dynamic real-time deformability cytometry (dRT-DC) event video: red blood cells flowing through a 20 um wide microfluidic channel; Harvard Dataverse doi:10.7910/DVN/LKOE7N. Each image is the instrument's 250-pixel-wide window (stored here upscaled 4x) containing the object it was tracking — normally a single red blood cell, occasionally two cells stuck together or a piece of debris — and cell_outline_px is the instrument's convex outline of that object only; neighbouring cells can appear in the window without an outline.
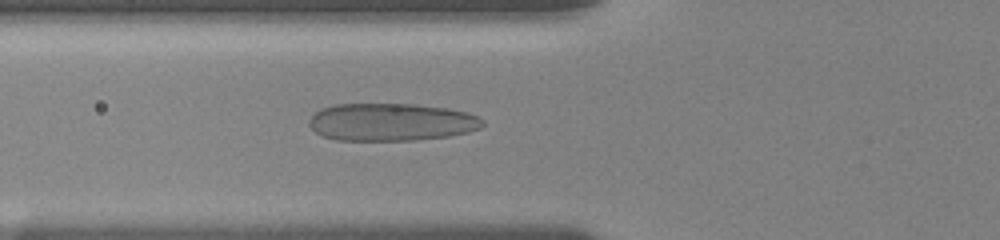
{"species": "human", "species_latin": "Homo sapiens", "temperature_condition": "room temperature", "stored_images_in_passage": 51, "camera_frame_rate_fps": 3000, "um_per_image_px": 0.085, "donor": {"sex": "female"}, "frame": {"image": 1, "passage_image": 21, "time_ms": 6.667, "image_size_px": [1000, 240], "cell_outline_px": [[484, 124], [480, 128], [468, 132], [448, 136], [416, 140], [336, 140], [324, 136], [316, 132], [308, 124], [308, 120], [316, 112], [324, 108], [336, 104], [416, 104], [448, 108], [468, 112], [484, 120]], "centroid_in_image_um": [33.28, 10.37], "position_along_channel_um": 92.5, "area_um2": 38.03}}
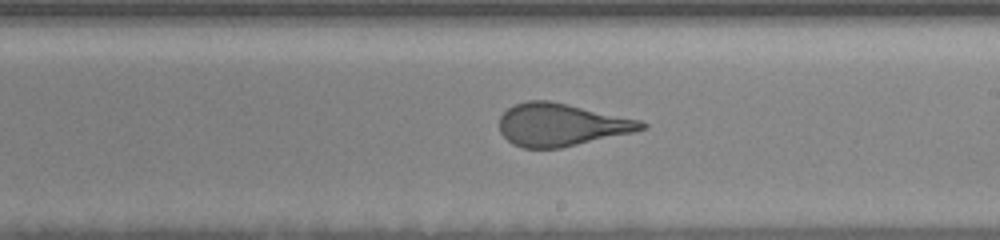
{"frame": {"image": 2, "passage_image": 30, "time_ms": 10.667, "image_size_px": [1000, 240], "cell_outline_px": [[648, 128], [632, 132], [560, 148], [524, 148], [512, 144], [500, 132], [500, 116], [508, 108], [516, 104], [528, 100], [548, 100], [568, 104], [640, 120], [648, 124]], "centroid_in_image_um": [47.69, 10.6], "position_along_channel_um": 241.3, "area_um2": 35.03}}
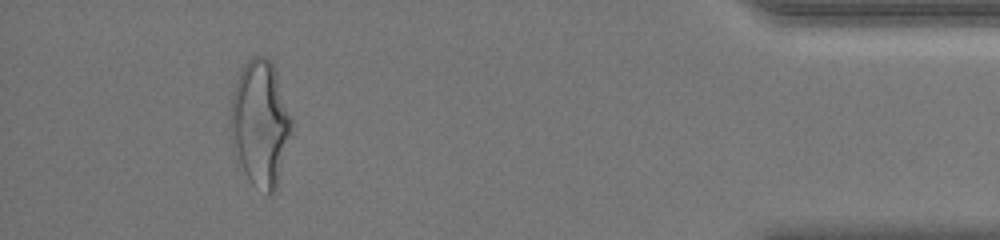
{"frame": {"image": 3, "passage_image": 48, "time_ms": 16.667, "image_size_px": [1000, 240], "cell_outline_px": [[296, 128], [276, 192], [268, 192], [252, 184], [248, 180], [232, 148], [232, 96], [240, 68], [248, 60], [256, 56], [264, 56], [272, 64], [276, 72], [292, 116]], "centroid_in_image_um": [22.2, 10.53], "position_along_channel_um": 413.0, "area_um2": 45.32}, "authors_computed_cell_mechanics": {"area_um2": 38.3792, "velocity_mm_per_s": 3.6986, "shape_relaxation_time_tau1_ms": 5.4327, "shape_relaxation_time_tau2_ms": 0.7379, "deformation_change_tau1": 0.1905, "deformation_change_tau2": 0.097}}